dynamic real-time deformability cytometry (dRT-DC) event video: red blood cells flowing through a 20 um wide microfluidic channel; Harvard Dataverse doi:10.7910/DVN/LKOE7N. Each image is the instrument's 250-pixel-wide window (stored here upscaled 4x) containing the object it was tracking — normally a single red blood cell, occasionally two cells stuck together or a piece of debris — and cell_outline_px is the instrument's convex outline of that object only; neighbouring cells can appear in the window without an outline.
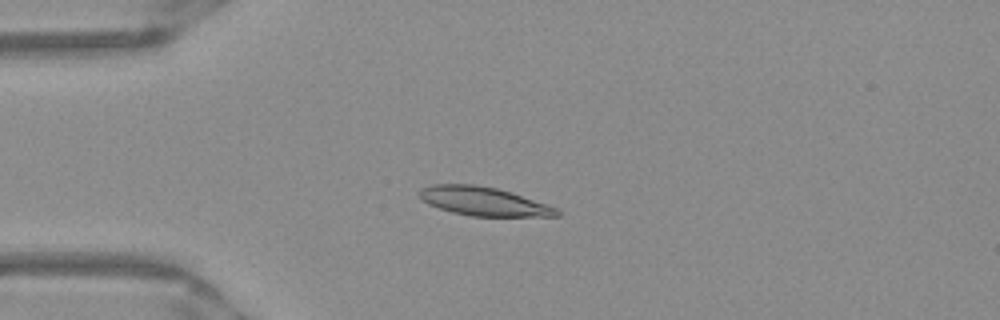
{"species": "Egyptian fruit bat (a non-hibernating species)", "species_latin": "Rousettus aegyptiacus", "temperature_condition": "warm", "stored_images_in_passage": 51, "camera_frame_rate_fps": 3000, "um_per_image_px": 0.085, "frame": {"image": 1, "passage_image": 13, "time_ms": 4.0, "image_size_px": [1000, 320], "cell_outline_px": [[560, 216], [472, 216], [452, 212], [428, 204], [416, 192], [420, 188], [432, 184], [472, 184], [496, 188], [556, 208], [560, 212]], "centroid_in_image_um": [41.02, 17.11], "position_along_channel_um": 44.0, "area_um2": 22.54}}
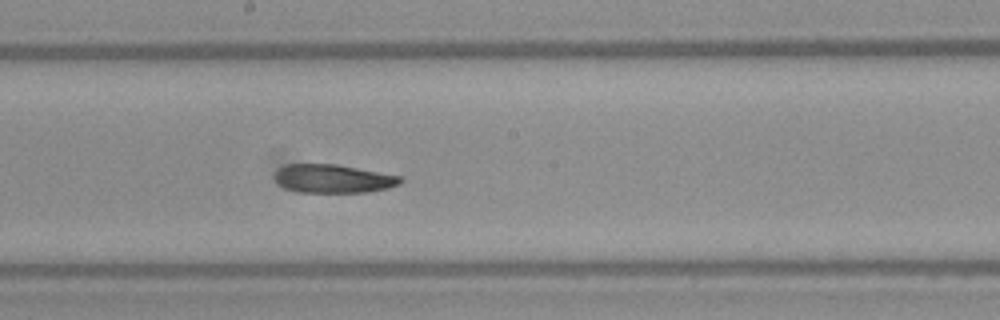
{"frame": {"image": 2, "passage_image": 28, "time_ms": 9.0, "image_size_px": [1000, 320], "cell_outline_px": [[404, 180], [400, 184], [388, 188], [368, 192], [300, 192], [284, 188], [272, 176], [280, 168], [288, 164], [336, 164], [400, 176]], "centroid_in_image_um": [28.32, 15.19], "position_along_channel_um": 219.9, "area_um2": 20.75}}
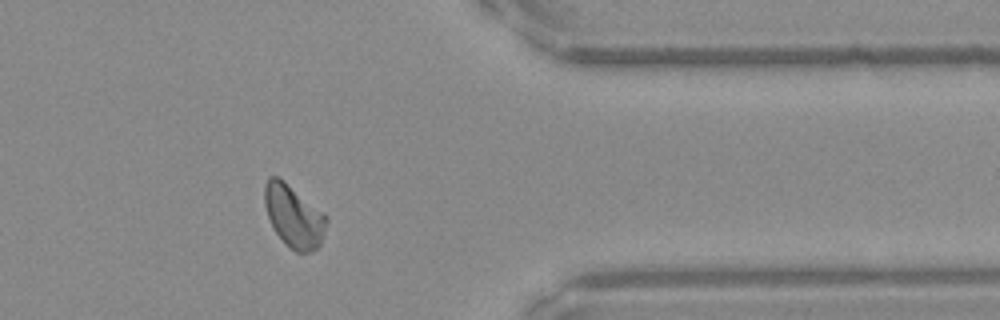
{"frame": {"image": 3, "passage_image": 42, "time_ms": 13.667, "image_size_px": [1000, 320], "cell_outline_px": [[328, 220], [320, 244], [312, 252], [296, 252], [276, 232], [268, 216], [264, 204], [264, 184], [268, 176], [276, 176], [284, 180], [328, 216]], "centroid_in_image_um": [24.97, 18.33], "position_along_channel_um": 386.4, "area_um2": 22.25}}